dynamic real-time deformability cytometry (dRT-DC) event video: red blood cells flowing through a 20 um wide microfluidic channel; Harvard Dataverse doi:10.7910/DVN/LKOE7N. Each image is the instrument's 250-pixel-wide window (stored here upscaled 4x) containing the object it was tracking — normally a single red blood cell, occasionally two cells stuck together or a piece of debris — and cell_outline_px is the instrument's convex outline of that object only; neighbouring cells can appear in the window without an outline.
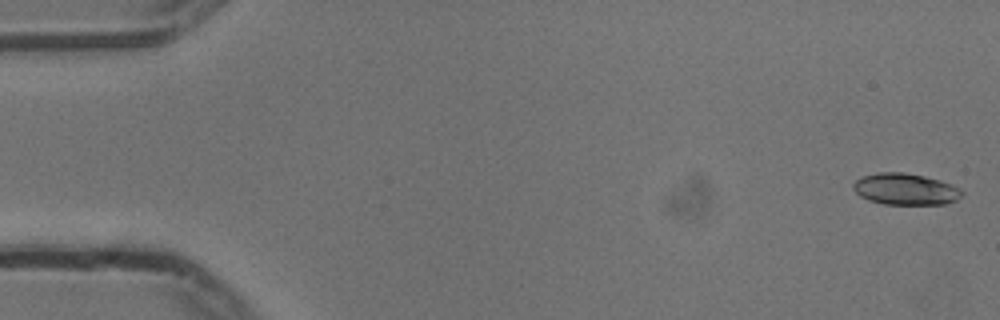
{"species": "common noctule bat (a hibernating species)", "species_latin": "Nyctalus noctula", "temperature_condition": "cold", "stored_images_in_passage": 54, "camera_frame_rate_fps": 3000, "um_per_image_px": 0.085, "animal": {"sex": "male", "body_mass_g": 13.3}, "frame": {"image": 1, "passage_image": 1, "time_ms": 0.0, "image_size_px": [1000, 320], "cell_outline_px": [[964, 192], [956, 200], [944, 204], [884, 204], [868, 200], [860, 196], [852, 188], [852, 184], [856, 180], [864, 176], [880, 172], [904, 172], [924, 176], [940, 180], [952, 184], [960, 188]], "centroid_in_image_um": [76.96, 16.07], "position_along_channel_um": 8.0, "area_um2": 19.94}}
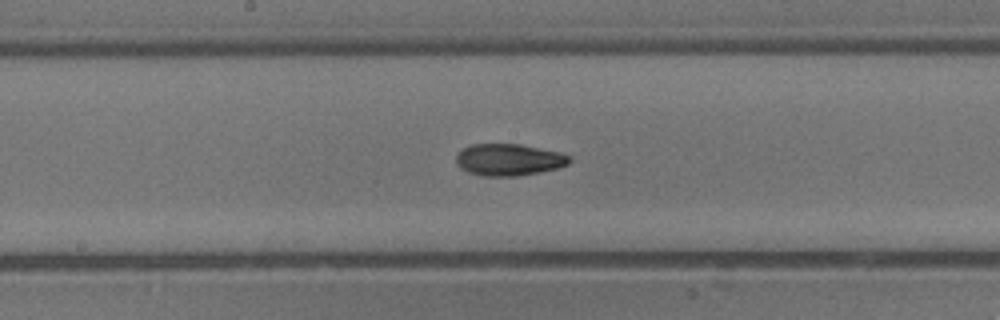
{"frame": {"image": 2, "passage_image": 28, "time_ms": 9.0, "image_size_px": [1000, 320], "cell_outline_px": [[572, 160], [568, 164], [556, 168], [540, 172], [516, 176], [484, 176], [468, 172], [460, 168], [456, 164], [456, 156], [464, 148], [472, 144], [520, 144], [556, 152], [568, 156]], "centroid_in_image_um": [43.21, 13.58], "position_along_channel_um": 205.0, "area_um2": 20.75}}
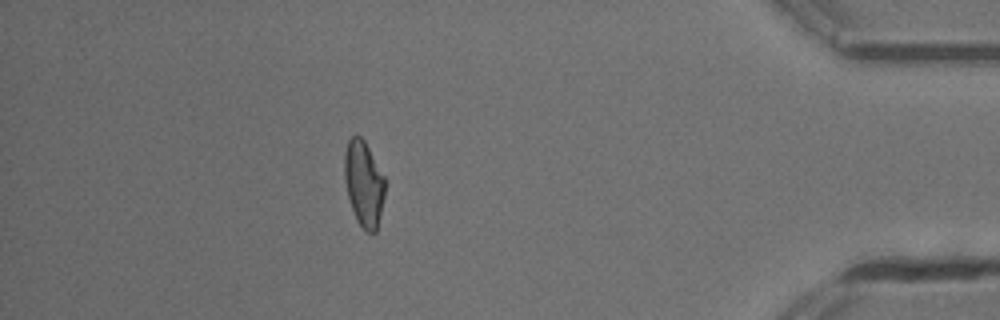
{"frame": {"image": 3, "passage_image": 48, "time_ms": 15.667, "image_size_px": [1000, 320], "cell_outline_px": [[384, 196], [376, 232], [372, 236], [356, 220], [348, 196], [344, 176], [344, 152], [348, 140], [352, 136], [360, 136], [364, 140], [384, 176]], "centroid_in_image_um": [30.91, 15.6], "position_along_channel_um": 404.3, "area_um2": 20.0}, "authors_computed_cell_mechanics": {"area_um2": 20.519, "velocity_mm_per_s": 3.7492, "shape_relaxation_time_tau1_ms": 4.4884, "shape_relaxation_time_tau2_ms": 4.6739, "deformation_change_tau1": 0.1801, "deformation_change_tau2": 0.1104}}